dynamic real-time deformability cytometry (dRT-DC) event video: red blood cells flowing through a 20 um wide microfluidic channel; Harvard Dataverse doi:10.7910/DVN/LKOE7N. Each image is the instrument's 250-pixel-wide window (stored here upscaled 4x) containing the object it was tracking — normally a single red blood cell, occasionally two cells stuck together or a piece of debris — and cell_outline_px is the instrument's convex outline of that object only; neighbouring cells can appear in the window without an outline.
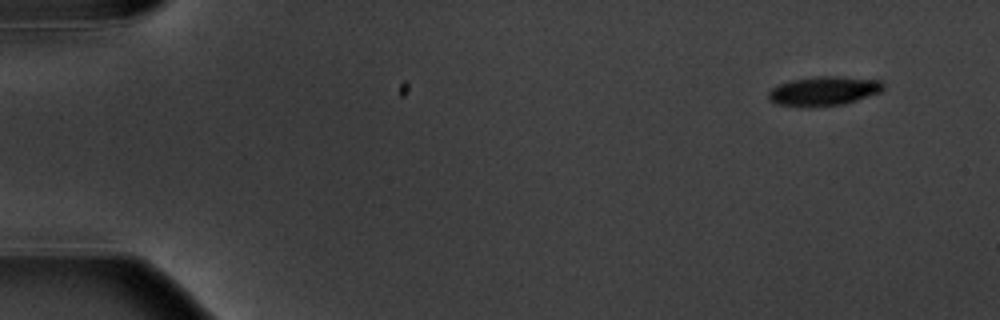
{"species": "common noctule bat (a hibernating species)", "species_latin": "Nyctalus noctula", "temperature_condition": "warm", "stored_images_in_passage": 6, "camera_frame_rate_fps": 3000, "um_per_image_px": 0.085, "animal": {"sex": "male", "body_mass_g": 20.1, "forearm_length_mm": 53.5}, "frame": {"image": 1, "passage_image": 1, "time_ms": 0.0, "image_size_px": [1000, 320], "cell_outline_px": [[884, 88], [880, 92], [844, 104], [808, 108], [800, 108], [776, 104], [768, 100], [768, 92], [772, 88], [780, 84], [792, 80], [816, 76], [840, 76], [880, 80], [884, 84]], "centroid_in_image_um": [69.98, 7.75], "position_along_channel_um": 15.0, "area_um2": 19.88}}
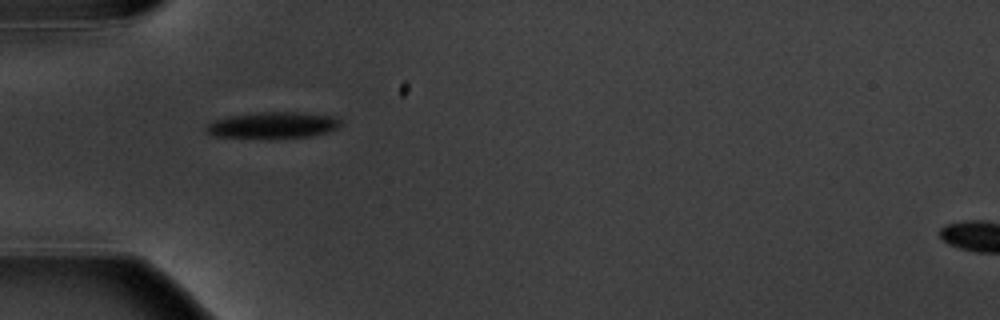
{"frame": {"image": 2, "passage_image": 5, "time_ms": 4.667, "image_size_px": [1000, 320], "cell_outline_px": [[340, 124], [336, 128], [328, 132], [312, 136], [272, 140], [268, 140], [212, 136], [204, 132], [204, 124], [212, 120], [228, 116], [256, 112], [304, 112], [336, 116], [340, 120]], "centroid_in_image_um": [23.11, 10.67], "position_along_channel_um": 61.9, "area_um2": 21.79}}